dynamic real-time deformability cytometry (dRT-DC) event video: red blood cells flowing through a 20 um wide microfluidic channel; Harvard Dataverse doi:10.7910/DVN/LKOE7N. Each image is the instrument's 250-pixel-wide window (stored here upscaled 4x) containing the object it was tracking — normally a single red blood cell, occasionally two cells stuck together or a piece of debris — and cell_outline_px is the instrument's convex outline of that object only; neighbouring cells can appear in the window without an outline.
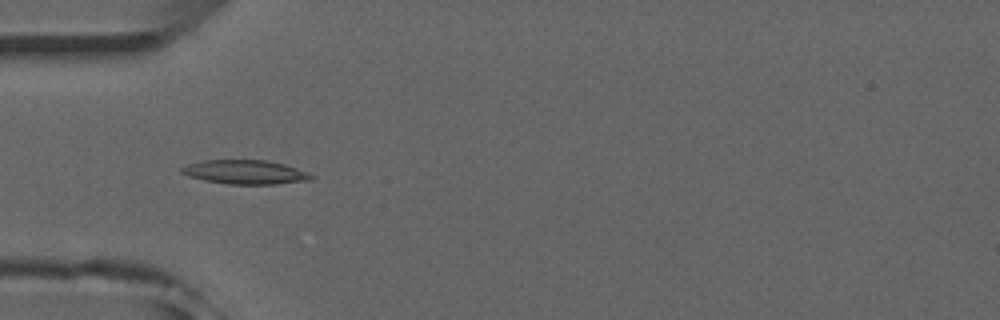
{"species": "common noctule bat (a hibernating species)", "species_latin": "Nyctalus noctula", "temperature_condition": "room temperature", "stored_images_in_passage": 42, "camera_frame_rate_fps": 3000, "um_per_image_px": 0.085, "animal": {"sex": "male", "forearm_length_mm": 52.5}, "frame": {"image": 1, "passage_image": 7, "time_ms": 2.0, "image_size_px": [1000, 320], "cell_outline_px": [[316, 176], [312, 180], [276, 184], [228, 184], [204, 180], [188, 176], [180, 172], [180, 168], [188, 164], [200, 160], [268, 160], [284, 164], [308, 172]], "centroid_in_image_um": [20.85, 14.63], "position_along_channel_um": 64.1, "area_um2": 18.32}}
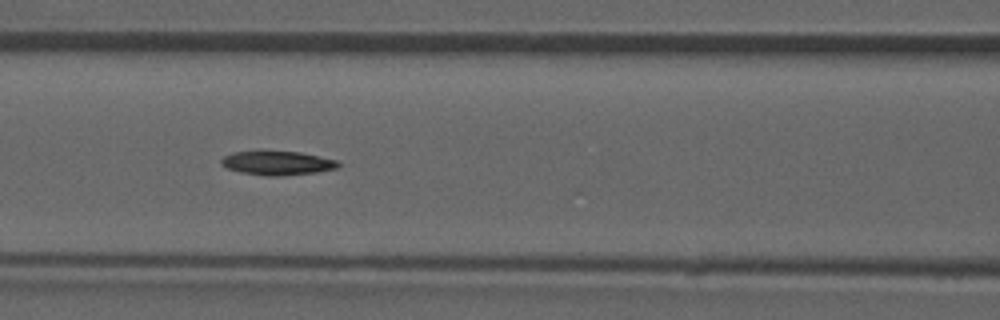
{"frame": {"image": 2, "passage_image": 13, "time_ms": 4.0, "image_size_px": [1000, 320], "cell_outline_px": [[340, 164], [336, 168], [316, 172], [280, 176], [268, 176], [240, 172], [228, 168], [220, 164], [220, 160], [224, 156], [232, 152], [300, 152], [320, 156], [336, 160]], "centroid_in_image_um": [23.56, 13.86], "position_along_channel_um": 143.0, "area_um2": 16.07}}
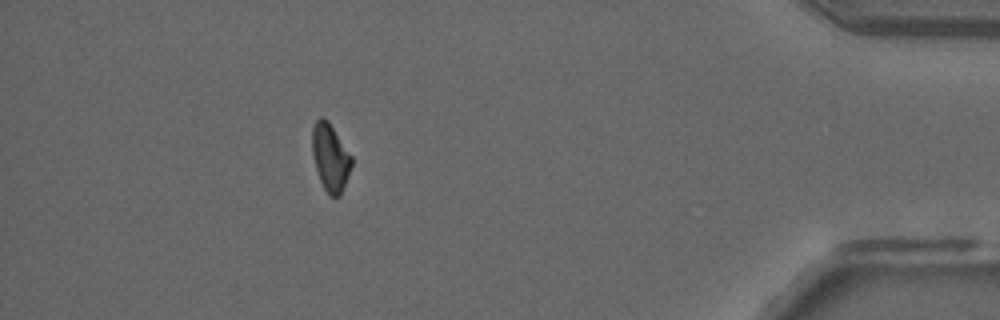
{"frame": {"image": 3, "passage_image": 37, "time_ms": 12.0, "image_size_px": [1000, 320], "cell_outline_px": [[352, 164], [340, 196], [328, 196], [320, 180], [316, 168], [312, 152], [312, 128], [316, 120], [320, 116], [324, 116], [328, 120], [352, 156]], "centroid_in_image_um": [28.07, 13.35], "position_along_channel_um": 407.1, "area_um2": 15.43}}